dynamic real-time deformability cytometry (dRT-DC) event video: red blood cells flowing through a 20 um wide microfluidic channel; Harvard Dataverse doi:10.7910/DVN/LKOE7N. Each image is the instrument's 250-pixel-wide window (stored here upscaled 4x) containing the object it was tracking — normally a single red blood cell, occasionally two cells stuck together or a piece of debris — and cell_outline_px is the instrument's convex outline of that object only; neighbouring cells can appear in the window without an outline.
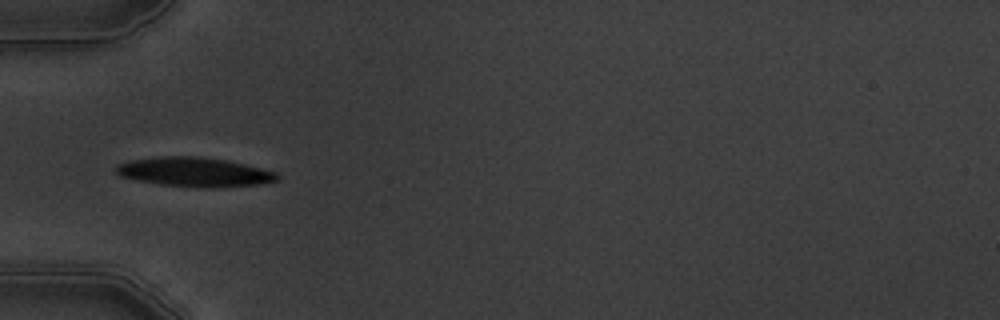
{"species": "common noctule bat (a hibernating species)", "species_latin": "Nyctalus noctula", "temperature_condition": "warm", "stored_images_in_passage": 9, "camera_frame_rate_fps": 3000, "um_per_image_px": 0.085, "animal": {"sex": "male", "body_mass_g": 19.5, "forearm_length_mm": 54.6}, "frame": {"image": 1, "passage_image": 4, "time_ms": 3.667, "image_size_px": [1000, 320], "cell_outline_px": [[280, 176], [276, 180], [256, 184], [212, 188], [204, 188], [160, 184], [120, 176], [116, 172], [116, 164], [132, 160], [160, 156], [196, 156], [228, 160], [276, 172]], "centroid_in_image_um": [16.51, 14.61], "position_along_channel_um": 68.5, "area_um2": 27.22}}